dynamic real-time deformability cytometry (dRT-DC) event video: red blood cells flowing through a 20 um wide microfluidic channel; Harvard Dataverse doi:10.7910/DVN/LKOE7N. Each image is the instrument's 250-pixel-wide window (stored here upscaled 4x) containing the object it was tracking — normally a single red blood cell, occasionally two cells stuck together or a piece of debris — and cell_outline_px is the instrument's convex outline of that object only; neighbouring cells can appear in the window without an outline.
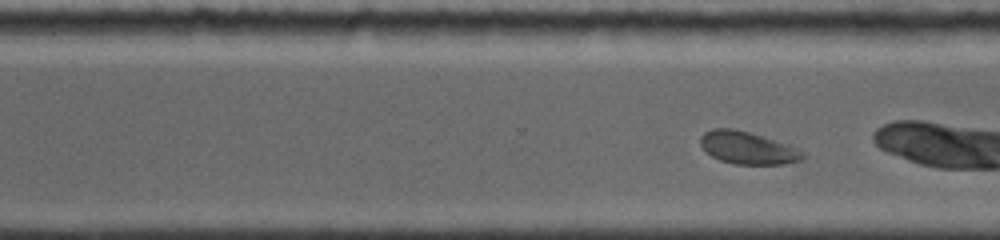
{"species": "common noctule bat (a hibernating species)", "species_latin": "Nyctalus noctula", "temperature_condition": "room temperature", "stored_images_in_passage": 33, "camera_frame_rate_fps": 5000, "um_per_image_px": 0.085, "animal": {"sex": "female", "body_mass_g": 19.0, "forearm_length_mm": 56.7}, "frame": {"image": 1, "passage_image": 19, "time_ms": 6.2, "image_size_px": [1000, 240], "cell_outline_px": [[804, 156], [800, 160], [784, 164], [736, 164], [720, 160], [712, 156], [700, 144], [700, 136], [704, 132], [712, 128], [732, 128], [748, 132], [772, 140], [804, 152]], "centroid_in_image_um": [63.48, 12.57], "position_along_channel_um": 307.1, "area_um2": 18.79}}